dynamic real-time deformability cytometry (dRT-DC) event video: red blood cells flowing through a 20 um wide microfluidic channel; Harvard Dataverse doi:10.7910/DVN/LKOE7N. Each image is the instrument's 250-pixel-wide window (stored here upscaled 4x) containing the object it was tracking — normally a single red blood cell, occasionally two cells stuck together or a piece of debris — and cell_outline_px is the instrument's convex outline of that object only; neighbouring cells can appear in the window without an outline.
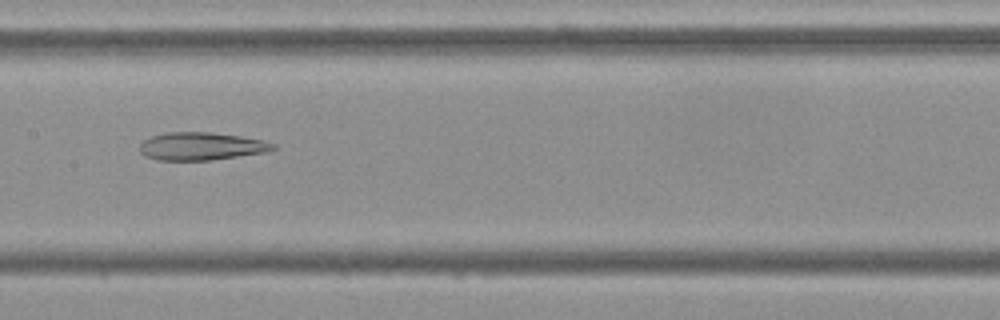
{"species": "Egyptian fruit bat (a non-hibernating species)", "species_latin": "Rousettus aegyptiacus", "temperature_condition": "cold", "stored_images_in_passage": 53, "camera_frame_rate_fps": 3000, "um_per_image_px": 0.085, "frame": {"image": 1, "passage_image": 27, "time_ms": 8.667, "image_size_px": [1000, 320], "cell_outline_px": [[276, 148], [268, 152], [212, 160], [156, 160], [144, 156], [140, 152], [140, 144], [144, 140], [152, 136], [164, 132], [212, 132], [240, 136], [264, 140], [276, 144]], "centroid_in_image_um": [17.12, 12.43], "position_along_channel_um": 190.3, "area_um2": 21.85}}
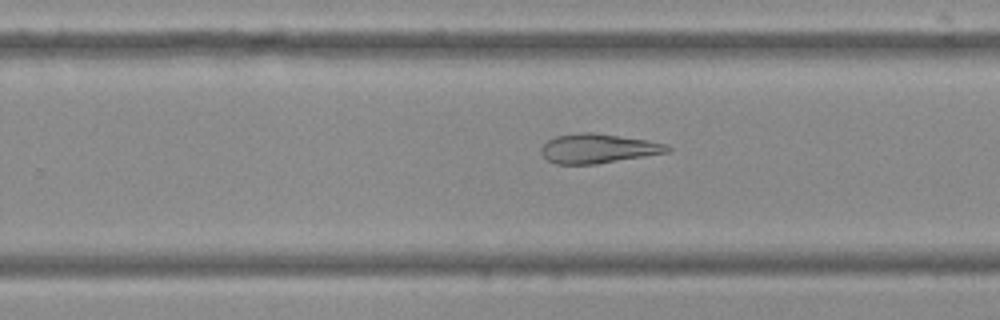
{"frame": {"image": 2, "passage_image": 34, "time_ms": 11.0, "image_size_px": [1000, 320], "cell_outline_px": [[672, 152], [596, 164], [556, 164], [548, 160], [540, 152], [540, 148], [548, 140], [556, 136], [576, 132], [592, 132], [648, 140], [668, 144], [672, 148]], "centroid_in_image_um": [50.87, 12.62], "position_along_channel_um": 278.9, "area_um2": 21.85}}
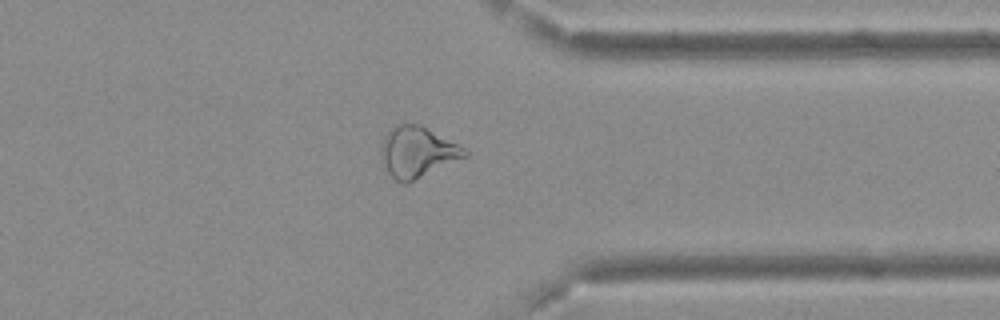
{"frame": {"image": 3, "passage_image": 42, "time_ms": 13.667, "image_size_px": [1000, 320], "cell_outline_px": [[468, 156], [408, 184], [404, 184], [396, 180], [388, 172], [384, 164], [380, 152], [384, 136], [396, 124], [420, 124], [464, 148], [468, 152]], "centroid_in_image_um": [35.48, 12.95], "position_along_channel_um": 375.9, "area_um2": 24.62}, "authors_computed_cell_mechanics": {"area_um2": 26.877, "velocity_mm_per_s": 3.8135, "shape_relaxation_time_tau1_ms": null, "shape_relaxation_time_tau2_ms": 6.7512, "deformation_change_tau1": null, "deformation_change_tau2": 0.1798}}